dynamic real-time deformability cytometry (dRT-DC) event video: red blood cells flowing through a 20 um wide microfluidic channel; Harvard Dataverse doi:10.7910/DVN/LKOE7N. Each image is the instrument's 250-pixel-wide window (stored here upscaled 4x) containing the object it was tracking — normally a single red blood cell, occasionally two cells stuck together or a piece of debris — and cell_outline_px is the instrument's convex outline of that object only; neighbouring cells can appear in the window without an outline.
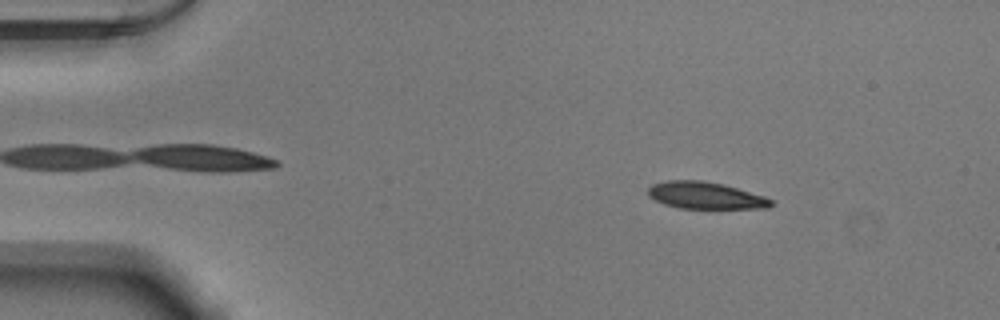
{"species": "Egyptian fruit bat (a non-hibernating species)", "species_latin": "Rousettus aegyptiacus", "temperature_condition": "warm", "stored_images_in_passage": 51, "camera_frame_rate_fps": 3000, "um_per_image_px": 0.085, "animal": {"sex": "male"}, "frame": {"image": 1, "passage_image": 7, "time_ms": 2.0, "image_size_px": [1000, 320], "cell_outline_px": [[776, 204], [768, 208], [680, 208], [664, 204], [648, 196], [648, 188], [652, 184], [668, 180], [704, 180], [724, 184], [764, 196], [772, 200]], "centroid_in_image_um": [59.97, 16.61], "position_along_channel_um": 25.0, "area_um2": 19.36}}
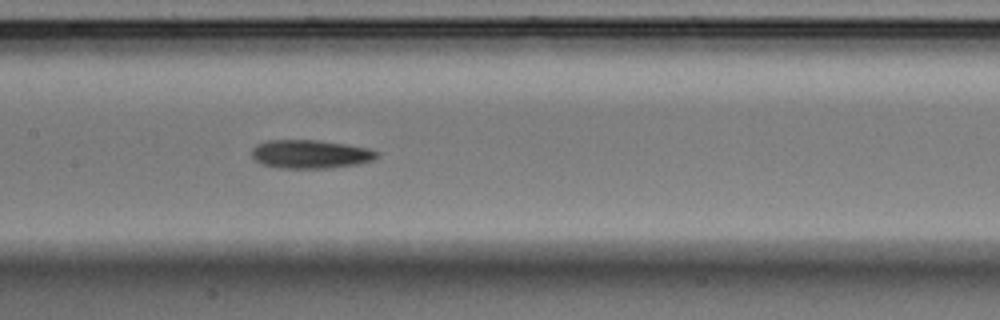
{"frame": {"image": 2, "passage_image": 25, "time_ms": 8.0, "image_size_px": [1000, 320], "cell_outline_px": [[380, 156], [372, 160], [356, 164], [328, 168], [280, 168], [260, 164], [252, 156], [252, 148], [256, 144], [268, 140], [320, 140], [368, 148], [380, 152]], "centroid_in_image_um": [26.38, 13.1], "position_along_channel_um": 181.0, "area_um2": 20.87}}
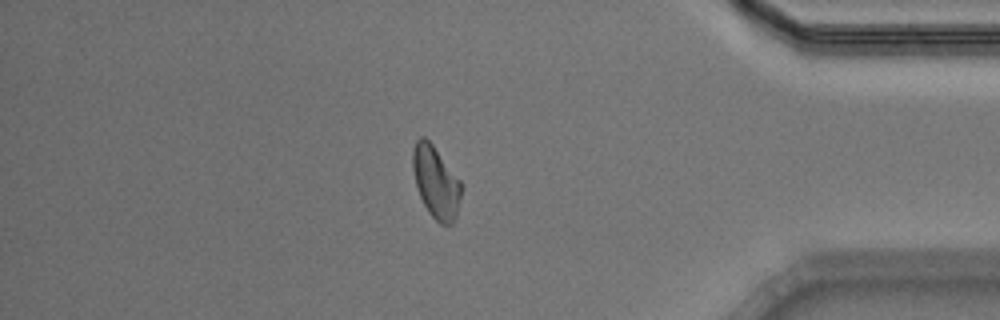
{"frame": {"image": 3, "passage_image": 44, "time_ms": 14.333, "image_size_px": [1000, 320], "cell_outline_px": [[460, 196], [456, 220], [452, 224], [440, 224], [428, 212], [420, 196], [416, 184], [412, 168], [412, 152], [416, 140], [420, 136], [424, 136], [432, 144], [460, 180]], "centroid_in_image_um": [37.03, 15.48], "position_along_channel_um": 398.2, "area_um2": 20.11}, "authors_computed_cell_mechanics": {"area_um2": 20.23, "velocity_mm_per_s": 3.8876, "shape_relaxation_time_tau1_ms": 4.7758, "shape_relaxation_time_tau2_ms": 4.4765, "deformation_change_tau1": 0.1604, "deformation_change_tau2": 0.122}}